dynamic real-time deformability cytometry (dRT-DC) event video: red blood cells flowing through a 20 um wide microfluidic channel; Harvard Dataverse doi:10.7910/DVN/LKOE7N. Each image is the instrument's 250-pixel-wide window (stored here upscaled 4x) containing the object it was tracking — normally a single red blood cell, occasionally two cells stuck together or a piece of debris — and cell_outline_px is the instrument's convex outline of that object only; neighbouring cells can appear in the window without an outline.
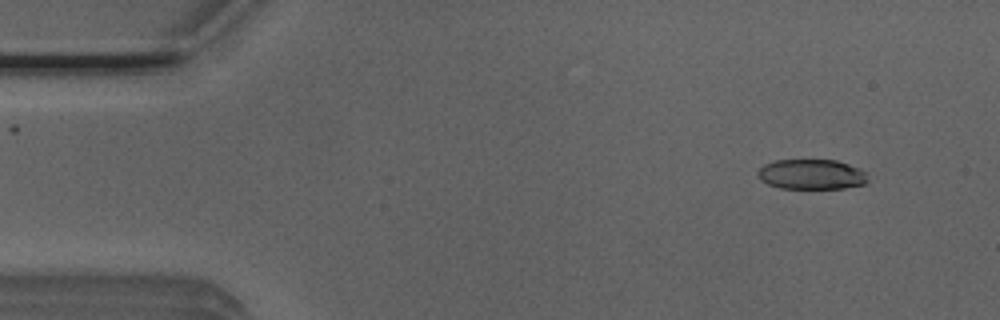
{"species": "Egyptian fruit bat (a non-hibernating species)", "species_latin": "Rousettus aegyptiacus", "temperature_condition": "room temperature", "stored_images_in_passage": 13, "camera_frame_rate_fps": 3000, "um_per_image_px": 0.085, "animal": {"sex": "male"}, "frame": {"image": 1, "passage_image": 4, "time_ms": 1.0, "image_size_px": [1000, 320], "cell_outline_px": [[868, 180], [864, 184], [844, 188], [780, 188], [768, 184], [760, 180], [756, 172], [764, 164], [776, 160], [836, 160], [860, 168], [864, 172]], "centroid_in_image_um": [68.95, 14.81], "position_along_channel_um": 16.0, "area_um2": 19.25}}